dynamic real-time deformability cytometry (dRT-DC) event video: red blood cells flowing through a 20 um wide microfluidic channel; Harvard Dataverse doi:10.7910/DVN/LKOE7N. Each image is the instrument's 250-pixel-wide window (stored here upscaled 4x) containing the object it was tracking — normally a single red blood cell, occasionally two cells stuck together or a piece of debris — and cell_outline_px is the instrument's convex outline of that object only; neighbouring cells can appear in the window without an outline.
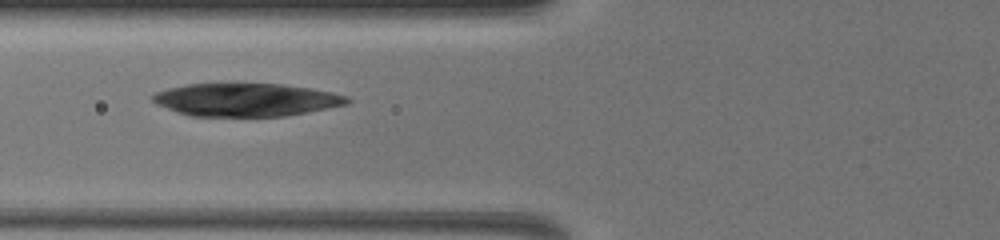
{"species": "common noctule bat (a hibernating species)", "species_latin": "Nyctalus noctula", "temperature_condition": "warm", "stored_images_in_passage": 27, "camera_frame_rate_fps": 3000, "um_per_image_px": 0.085, "animal": {"sex": "female", "body_mass_g": 19.5, "forearm_length_mm": 54.1}, "frame": {"image": 1, "passage_image": 5, "time_ms": 1.333, "image_size_px": [1000, 240], "cell_outline_px": [[352, 100], [348, 104], [284, 116], [188, 116], [156, 104], [152, 100], [152, 96], [156, 92], [168, 88], [184, 84], [280, 84], [308, 88], [332, 92], [348, 96]], "centroid_in_image_um": [20.9, 8.48], "position_along_channel_um": 104.9, "area_um2": 37.22}}